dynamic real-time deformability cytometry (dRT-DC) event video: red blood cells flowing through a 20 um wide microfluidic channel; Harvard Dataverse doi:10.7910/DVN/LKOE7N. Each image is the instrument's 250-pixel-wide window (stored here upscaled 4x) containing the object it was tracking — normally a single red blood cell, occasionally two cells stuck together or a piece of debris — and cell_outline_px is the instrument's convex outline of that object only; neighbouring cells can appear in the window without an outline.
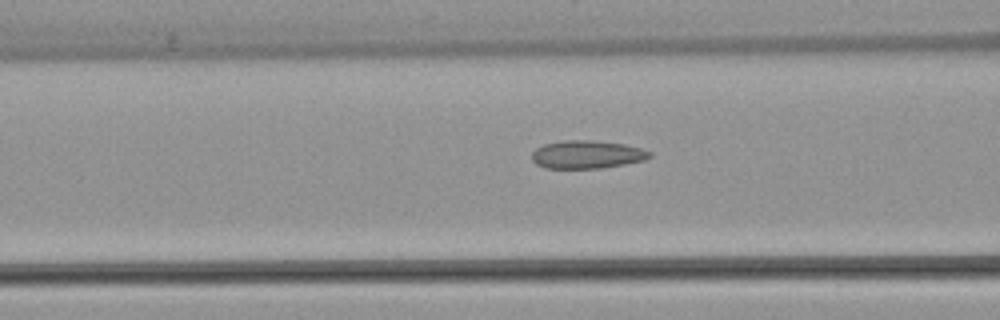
{"species": "common noctule bat (a hibernating species)", "species_latin": "Nyctalus noctula", "temperature_condition": "warm", "stored_images_in_passage": 20, "camera_frame_rate_fps": 3000, "um_per_image_px": 0.085, "animal": {"sex": "female", "body_mass_g": 22.7, "forearm_length_mm": 54.2}, "frame": {"image": 1, "passage_image": 20, "time_ms": 6.333, "image_size_px": [1000, 320], "cell_outline_px": [[652, 156], [644, 160], [624, 164], [600, 168], [544, 168], [536, 164], [532, 160], [532, 152], [536, 148], [544, 144], [564, 140], [592, 140], [624, 144], [640, 148], [652, 152]], "centroid_in_image_um": [49.88, 13.13], "position_along_channel_um": 116.7, "area_um2": 19.25}}